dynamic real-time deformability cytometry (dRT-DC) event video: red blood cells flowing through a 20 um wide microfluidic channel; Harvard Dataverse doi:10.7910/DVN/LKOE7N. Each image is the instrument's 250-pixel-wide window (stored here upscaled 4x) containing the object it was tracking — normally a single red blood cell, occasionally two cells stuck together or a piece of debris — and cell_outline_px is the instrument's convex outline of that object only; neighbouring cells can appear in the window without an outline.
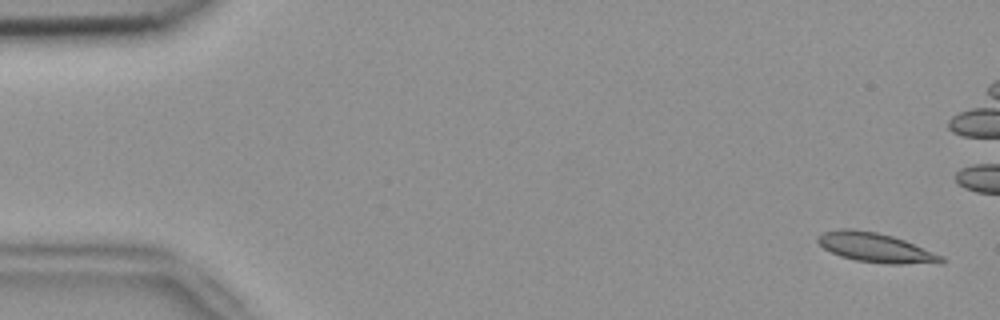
{"species": "common noctule bat (a hibernating species)", "species_latin": "Nyctalus noctula", "temperature_condition": "room temperature", "stored_images_in_passage": 54, "camera_frame_rate_fps": 3000, "um_per_image_px": 0.085, "animal": {"sex": "female", "body_mass_g": 18.4}, "frame": {"image": 1, "passage_image": 2, "time_ms": 0.333, "image_size_px": [1000, 320], "cell_outline_px": [[948, 260], [944, 264], [888, 264], [856, 260], [840, 256], [824, 248], [816, 240], [816, 236], [824, 232], [840, 228], [852, 228], [876, 232], [892, 236], [904, 240], [944, 256]], "centroid_in_image_um": [74.49, 21.06], "position_along_channel_um": 10.5, "area_um2": 21.44}}
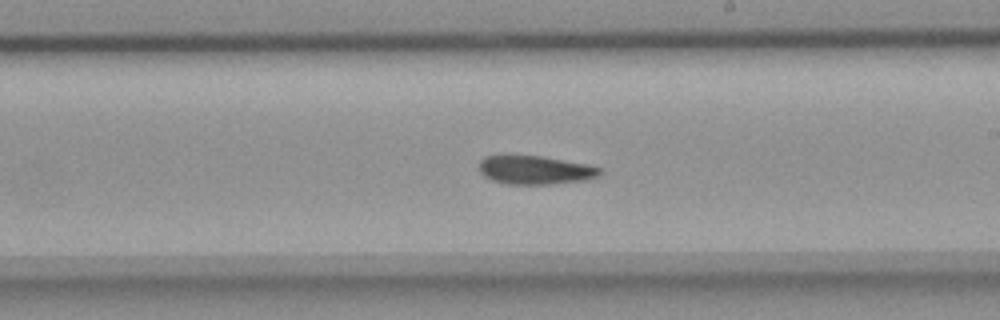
{"frame": {"image": 2, "passage_image": 31, "time_ms": 10.0, "image_size_px": [1000, 320], "cell_outline_px": [[604, 168], [596, 176], [584, 180], [552, 184], [508, 184], [492, 180], [484, 176], [480, 172], [480, 160], [484, 156], [504, 152], [508, 152], [540, 156], [588, 164]], "centroid_in_image_um": [45.41, 14.4], "position_along_channel_um": 243.6, "area_um2": 20.81}}
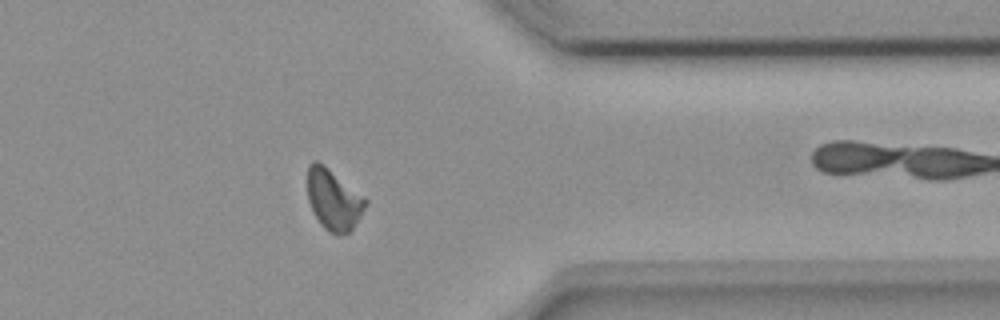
{"frame": {"image": 3, "passage_image": 43, "time_ms": 14.0, "image_size_px": [1000, 320], "cell_outline_px": [[368, 204], [352, 228], [348, 232], [336, 236], [328, 232], [320, 224], [312, 212], [308, 200], [308, 164], [312, 160], [316, 160], [324, 164], [368, 200]], "centroid_in_image_um": [28.33, 16.97], "position_along_channel_um": 383.1, "area_um2": 20.63}, "authors_computed_cell_mechanics": {"area_um2": 20.7213, "velocity_mm_per_s": 3.7706, "shape_relaxation_time_tau1_ms": 5.9823, "shape_relaxation_time_tau2_ms": 4.3573, "deformation_change_tau1": 0.1532, "deformation_change_tau2": 0.1021}}